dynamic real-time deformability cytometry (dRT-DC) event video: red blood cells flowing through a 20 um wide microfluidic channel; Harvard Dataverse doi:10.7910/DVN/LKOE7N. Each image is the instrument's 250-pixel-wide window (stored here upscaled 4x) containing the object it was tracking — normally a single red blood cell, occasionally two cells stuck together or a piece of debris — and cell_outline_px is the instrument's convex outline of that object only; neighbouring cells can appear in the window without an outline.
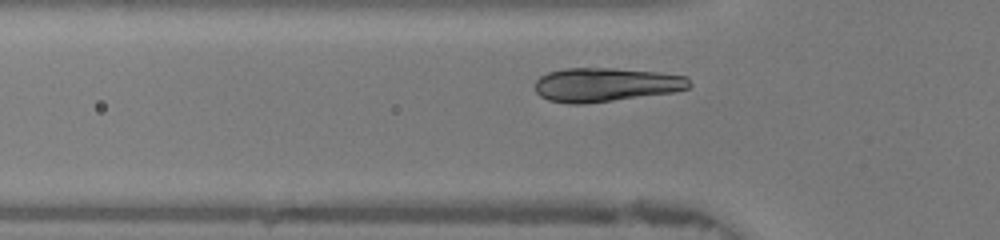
{"species": "human", "species_latin": "Homo sapiens", "temperature_condition": "warm", "stored_images_in_passage": 30, "camera_frame_rate_fps": 3000, "um_per_image_px": 0.085, "donor": {"sex": "female"}, "frame": {"image": 1, "passage_image": 7, "time_ms": 2.0, "image_size_px": [1000, 240], "cell_outline_px": [[692, 84], [688, 88], [676, 92], [584, 104], [568, 104], [548, 100], [540, 96], [536, 92], [536, 80], [540, 76], [548, 72], [564, 68], [616, 68], [656, 72], [688, 76]], "centroid_in_image_um": [51.5, 7.2], "position_along_channel_um": 74.3, "area_um2": 30.75}}
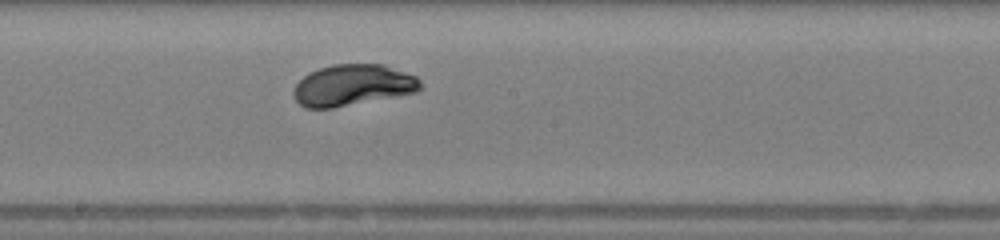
{"frame": {"image": 2, "passage_image": 17, "time_ms": 5.333, "image_size_px": [1000, 240], "cell_outline_px": [[420, 88], [416, 92], [396, 96], [332, 108], [304, 108], [296, 100], [292, 92], [296, 84], [304, 76], [320, 68], [332, 64], [384, 64], [416, 76], [420, 80]], "centroid_in_image_um": [29.97, 7.24], "position_along_channel_um": 218.2, "area_um2": 30.29}}
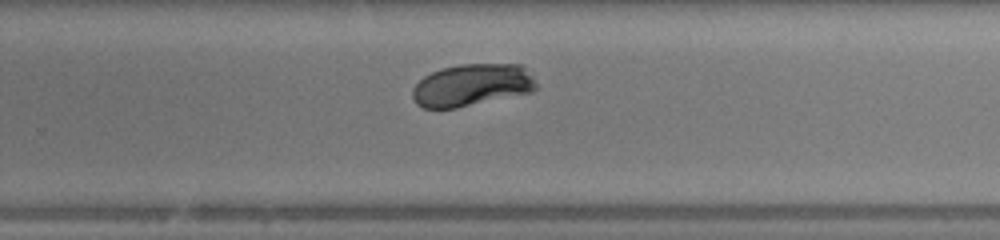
{"frame": {"image": 3, "passage_image": 22, "time_ms": 7.0, "image_size_px": [1000, 240], "cell_outline_px": [[536, 88], [532, 92], [456, 108], [424, 108], [416, 104], [412, 96], [412, 88], [424, 76], [440, 68], [460, 64], [524, 64], [532, 76], [536, 84]], "centroid_in_image_um": [40.11, 7.22], "position_along_channel_um": 289.7, "area_um2": 30.58}, "authors_computed_cell_mechanics": {"area_um2": 30.5762, "velocity_mm_per_s": 4.3001, "shape_relaxation_time_tau1_ms": 1.9646, "shape_relaxation_time_tau2_ms": null, "deformation_change_tau1": 0.1264, "deformation_change_tau2": null}}